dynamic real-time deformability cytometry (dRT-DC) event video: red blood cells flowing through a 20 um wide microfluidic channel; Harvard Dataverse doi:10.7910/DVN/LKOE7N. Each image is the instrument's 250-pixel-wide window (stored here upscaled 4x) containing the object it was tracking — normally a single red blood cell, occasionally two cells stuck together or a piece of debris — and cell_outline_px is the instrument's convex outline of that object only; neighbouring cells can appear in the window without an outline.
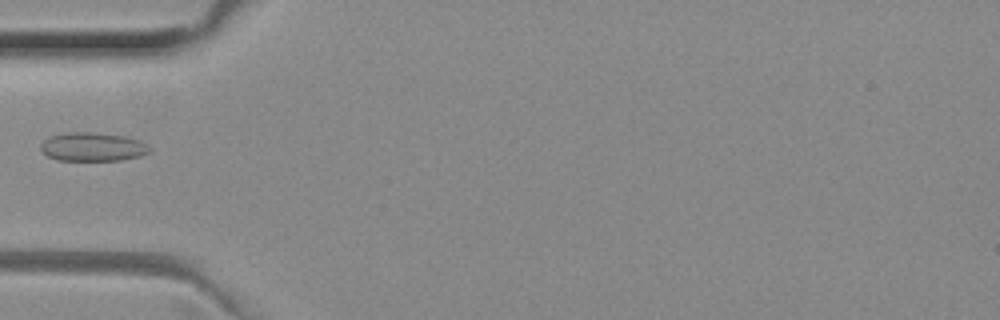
{"species": "common noctule bat (a hibernating species)", "species_latin": "Nyctalus noctula", "temperature_condition": "room temperature", "stored_images_in_passage": 35, "camera_frame_rate_fps": 3000, "um_per_image_px": 0.085, "animal": {"sex": "female", "body_mass_g": 29.2, "forearm_length_mm": 56.3}, "frame": {"image": 1, "passage_image": 1, "time_ms": 0.0, "image_size_px": [1000, 320], "cell_outline_px": [[152, 152], [140, 156], [120, 160], [56, 160], [48, 156], [40, 148], [40, 144], [44, 140], [52, 136], [64, 132], [88, 132], [124, 136], [140, 140], [148, 144], [152, 148]], "centroid_in_image_um": [7.92, 12.48], "position_along_channel_um": 77.1, "area_um2": 18.26}}
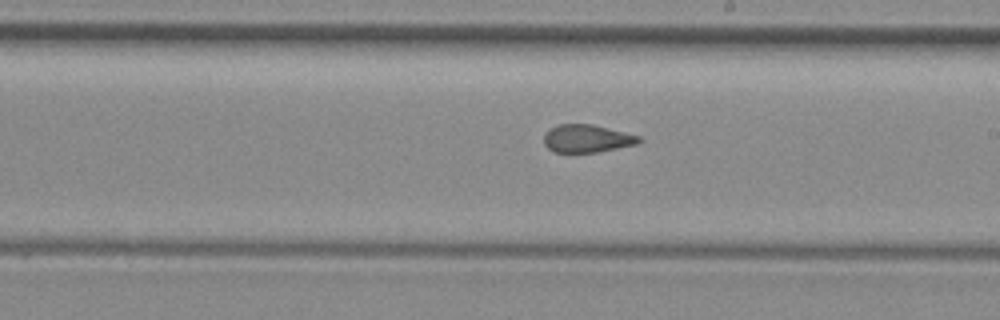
{"frame": {"image": 2, "passage_image": 13, "time_ms": 4.0, "image_size_px": [1000, 320], "cell_outline_px": [[644, 140], [636, 144], [596, 152], [556, 152], [548, 148], [544, 144], [544, 136], [552, 128], [560, 124], [592, 124], [640, 136]], "centroid_in_image_um": [49.92, 11.77], "position_along_channel_um": 239.1, "area_um2": 15.14}}
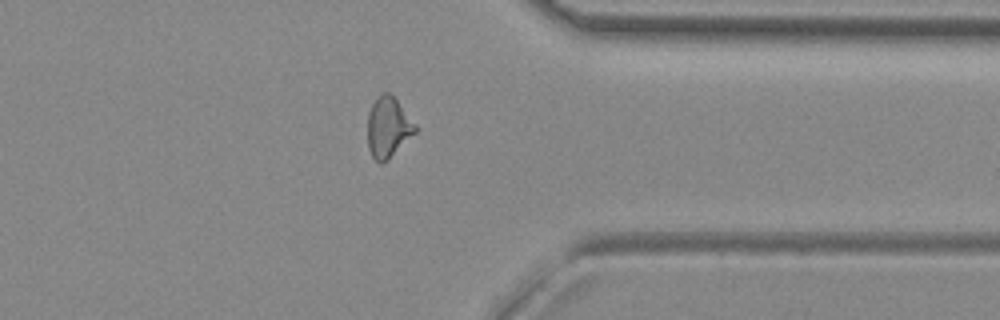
{"frame": {"image": 3, "passage_image": 24, "time_ms": 7.667, "image_size_px": [1000, 320], "cell_outline_px": [[416, 132], [388, 160], [380, 164], [372, 156], [368, 148], [368, 112], [376, 96], [384, 92], [388, 92], [396, 100], [416, 124]], "centroid_in_image_um": [32.98, 10.83], "position_along_channel_um": 378.4, "area_um2": 16.7}}